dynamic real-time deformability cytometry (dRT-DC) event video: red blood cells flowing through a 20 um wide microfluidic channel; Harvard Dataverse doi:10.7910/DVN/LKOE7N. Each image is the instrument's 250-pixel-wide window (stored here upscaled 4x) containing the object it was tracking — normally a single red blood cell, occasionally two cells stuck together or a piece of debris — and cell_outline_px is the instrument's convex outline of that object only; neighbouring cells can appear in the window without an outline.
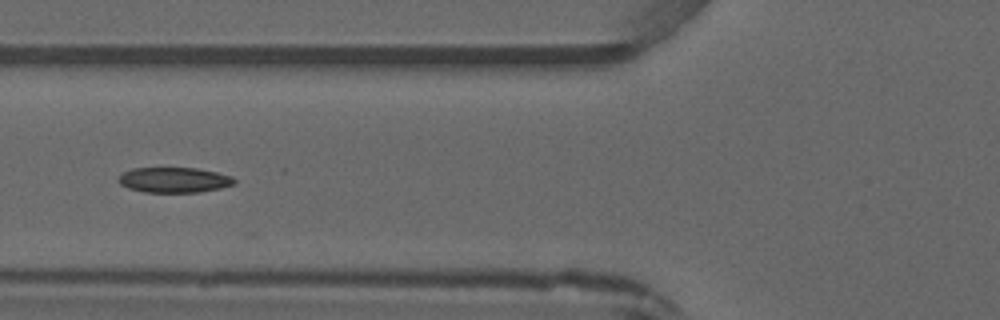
{"species": "common noctule bat (a hibernating species)", "species_latin": "Nyctalus noctula", "temperature_condition": "warm", "stored_images_in_passage": 6, "segment_of_instrument_passage": [1, 2], "camera_frame_rate_fps": 3000, "um_per_image_px": 0.085, "animal": {"sex": "male", "forearm_length_mm": 52.5}, "frame": {"image": 1, "passage_image": 5, "time_ms": 4.667, "image_size_px": [1000, 320], "cell_outline_px": [[236, 184], [220, 188], [200, 192], [144, 192], [128, 188], [120, 184], [120, 176], [124, 172], [132, 168], [196, 168], [216, 172], [232, 176], [236, 180]], "centroid_in_image_um": [14.84, 15.3], "position_along_channel_um": 111.0, "area_um2": 16.99}}